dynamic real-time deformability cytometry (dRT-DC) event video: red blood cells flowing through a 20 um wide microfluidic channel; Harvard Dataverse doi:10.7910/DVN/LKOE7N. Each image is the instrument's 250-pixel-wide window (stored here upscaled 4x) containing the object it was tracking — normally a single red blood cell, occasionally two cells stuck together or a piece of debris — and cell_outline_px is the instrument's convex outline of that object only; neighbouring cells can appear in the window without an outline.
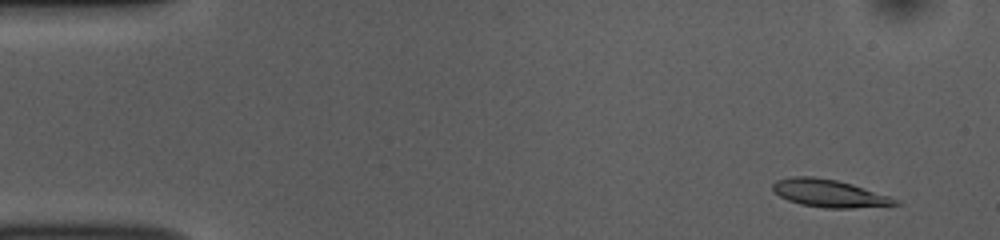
{"species": "common noctule bat (a hibernating species)", "species_latin": "Nyctalus noctula", "temperature_condition": "room temperature", "stored_images_in_passage": 53, "camera_frame_rate_fps": 3000, "um_per_image_px": 0.085, "animal": {"sex": "female", "body_mass_g": 10.0, "forearm_length_mm": 53.1}, "frame": {"image": 1, "passage_image": 4, "time_ms": 1.0, "image_size_px": [1000, 240], "cell_outline_px": [[904, 204], [852, 208], [824, 208], [800, 204], [788, 200], [780, 196], [772, 188], [772, 184], [776, 180], [792, 176], [812, 176], [836, 180], [852, 184], [900, 200]], "centroid_in_image_um": [70.49, 16.43], "position_along_channel_um": 14.5, "area_um2": 19.65}}
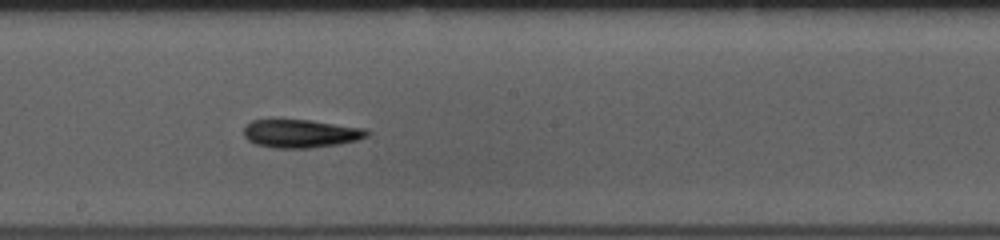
{"frame": {"image": 2, "passage_image": 29, "time_ms": 9.333, "image_size_px": [1000, 240], "cell_outline_px": [[372, 132], [368, 136], [356, 140], [340, 144], [312, 148], [276, 148], [256, 144], [248, 140], [244, 136], [244, 124], [252, 120], [312, 120], [364, 128]], "centroid_in_image_um": [25.58, 11.35], "position_along_channel_um": 222.6, "area_um2": 20.4}}
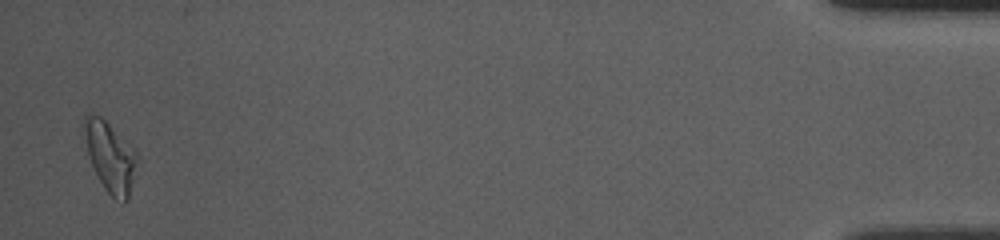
{"frame": {"image": 3, "passage_image": 52, "time_ms": 17.0, "image_size_px": [1000, 240], "cell_outline_px": [[140, 160], [128, 200], [124, 204], [116, 200], [104, 188], [92, 164], [88, 152], [84, 124], [84, 116], [88, 112], [100, 116], [136, 152]], "centroid_in_image_um": [9.42, 13.39], "position_along_channel_um": 425.8, "area_um2": 21.21}, "authors_computed_cell_mechanics": {"area_um2": 19.5364, "velocity_mm_per_s": 3.7779, "shape_relaxation_time_tau1_ms": 9.5864, "shape_relaxation_time_tau2_ms": 7.6875, "deformation_change_tau1": 0.2416, "deformation_change_tau2": 0.2129}}